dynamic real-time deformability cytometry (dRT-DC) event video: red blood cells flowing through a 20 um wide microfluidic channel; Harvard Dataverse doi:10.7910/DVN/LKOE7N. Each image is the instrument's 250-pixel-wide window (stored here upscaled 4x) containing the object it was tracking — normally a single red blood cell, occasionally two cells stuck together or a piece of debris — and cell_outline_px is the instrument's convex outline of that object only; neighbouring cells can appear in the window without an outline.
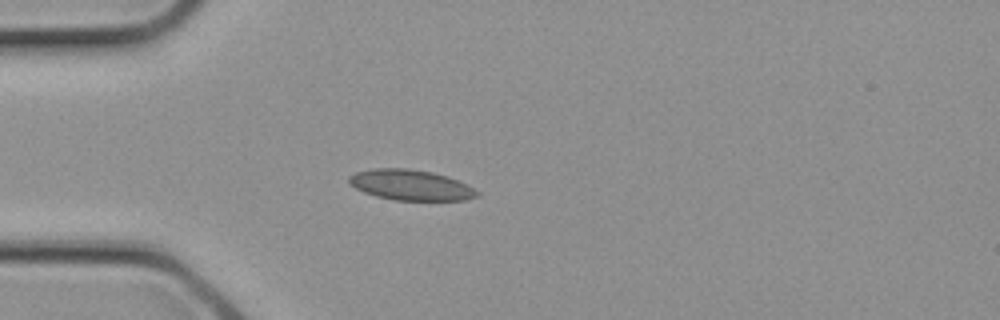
{"species": "common noctule bat (a hibernating species)", "species_latin": "Nyctalus noctula", "temperature_condition": "cold", "stored_images_in_passage": 2, "camera_frame_rate_fps": 3000, "um_per_image_px": 0.085, "animal": {"sex": "female", "body_mass_g": 21.9}, "frame": {"image": 1, "passage_image": 2, "time_ms": 0.333, "image_size_px": [1000, 320], "cell_outline_px": [[480, 196], [464, 200], [396, 200], [376, 196], [364, 192], [356, 188], [348, 180], [348, 176], [356, 172], [372, 168], [408, 168], [432, 172], [448, 176], [468, 184], [480, 192]], "centroid_in_image_um": [34.95, 15.72], "position_along_channel_um": 50.0, "area_um2": 22.89}}